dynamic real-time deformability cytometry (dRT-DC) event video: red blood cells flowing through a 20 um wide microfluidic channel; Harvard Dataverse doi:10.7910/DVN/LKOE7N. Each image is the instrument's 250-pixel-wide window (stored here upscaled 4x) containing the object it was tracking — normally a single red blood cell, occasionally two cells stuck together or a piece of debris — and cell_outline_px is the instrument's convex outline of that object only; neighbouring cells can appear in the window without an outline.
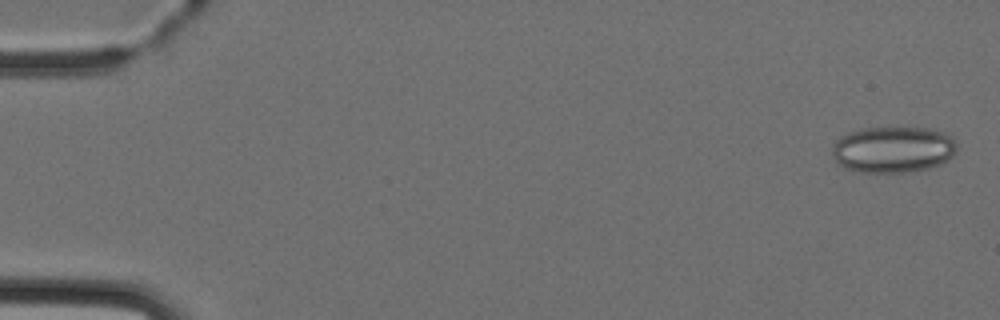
{"species": "Egyptian fruit bat (a non-hibernating species)", "species_latin": "Rousettus aegyptiacus", "temperature_condition": "cold", "stored_images_in_passage": 6, "camera_frame_rate_fps": 3000, "um_per_image_px": 0.085, "animal": {"sex": "female"}, "frame": {"image": 1, "passage_image": 1, "time_ms": 0.0, "image_size_px": [1000, 320], "cell_outline_px": [[956, 152], [948, 160], [940, 164], [928, 168], [908, 172], [860, 172], [844, 168], [836, 164], [832, 156], [832, 144], [840, 136], [848, 132], [864, 128], [928, 128], [944, 132], [956, 140]], "centroid_in_image_um": [75.88, 12.71], "position_along_channel_um": 9.1, "area_um2": 33.99}}